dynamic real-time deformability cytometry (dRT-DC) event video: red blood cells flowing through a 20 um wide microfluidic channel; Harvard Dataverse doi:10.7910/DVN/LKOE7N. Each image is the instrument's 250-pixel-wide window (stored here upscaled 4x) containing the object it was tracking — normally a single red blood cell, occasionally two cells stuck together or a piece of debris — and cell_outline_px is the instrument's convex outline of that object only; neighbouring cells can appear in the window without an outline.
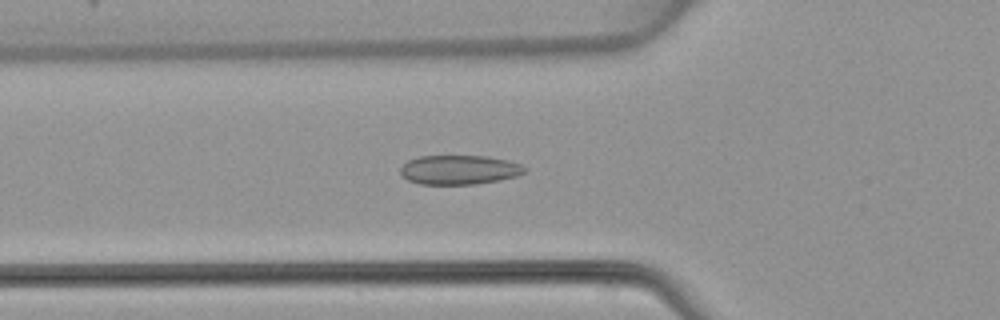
{"species": "common noctule bat (a hibernating species)", "species_latin": "Nyctalus noctula", "temperature_condition": "warm", "stored_images_in_passage": 36, "camera_frame_rate_fps": 3000, "um_per_image_px": 0.085, "animal": {"sex": "female", "body_mass_g": 22.7, "forearm_length_mm": 54.2}, "frame": {"image": 1, "passage_image": 5, "time_ms": 1.333, "image_size_px": [1000, 320], "cell_outline_px": [[528, 168], [524, 172], [516, 176], [500, 180], [476, 184], [420, 184], [408, 180], [400, 172], [400, 168], [408, 160], [420, 156], [488, 156], [508, 160], [520, 164]], "centroid_in_image_um": [39.05, 14.43], "position_along_channel_um": 86.7, "area_um2": 21.21}}
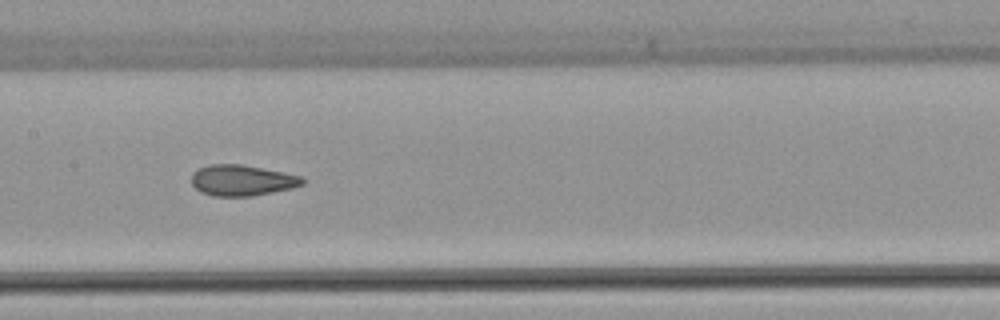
{"frame": {"image": 2, "passage_image": 12, "time_ms": 3.667, "image_size_px": [1000, 320], "cell_outline_px": [[304, 184], [292, 188], [252, 196], [212, 196], [200, 192], [192, 184], [192, 172], [208, 164], [240, 164], [284, 172], [300, 176], [304, 180]], "centroid_in_image_um": [20.55, 15.33], "position_along_channel_um": 186.8, "area_um2": 19.94}}
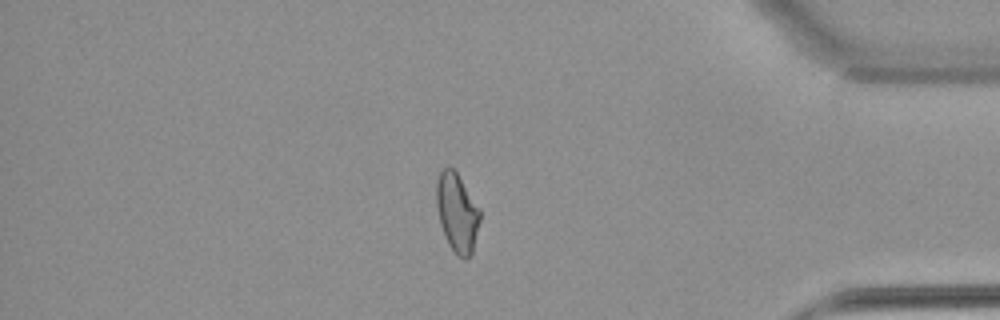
{"frame": {"image": 3, "passage_image": 29, "time_ms": 9.333, "image_size_px": [1000, 320], "cell_outline_px": [[480, 220], [472, 252], [464, 260], [448, 244], [440, 224], [436, 204], [436, 180], [440, 172], [448, 164], [456, 172], [480, 208]], "centroid_in_image_um": [38.84, 18.03], "position_along_channel_um": 396.4, "area_um2": 19.83}}